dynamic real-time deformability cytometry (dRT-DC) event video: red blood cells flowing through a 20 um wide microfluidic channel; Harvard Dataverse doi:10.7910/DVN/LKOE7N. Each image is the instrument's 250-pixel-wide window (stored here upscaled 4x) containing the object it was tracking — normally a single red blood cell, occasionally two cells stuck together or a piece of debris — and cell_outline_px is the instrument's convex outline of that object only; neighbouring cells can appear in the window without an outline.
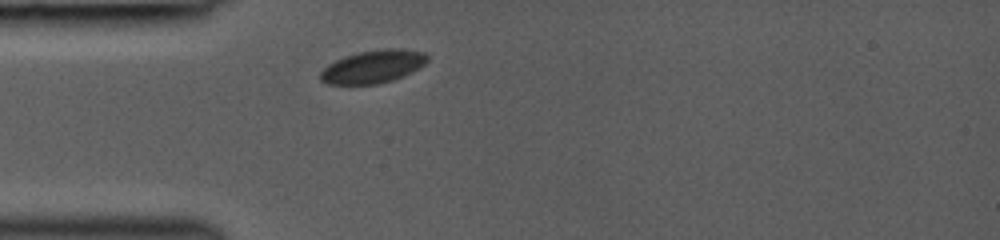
{"species": "common noctule bat (a hibernating species)", "species_latin": "Nyctalus noctula", "temperature_condition": "room temperature", "stored_images_in_passage": 1, "camera_frame_rate_fps": 3000, "um_per_image_px": 0.085, "animal": {"sex": "female", "body_mass_g": 19.0, "forearm_length_mm": 53.3}, "frame": {"image": 1, "passage_image": 1, "time_ms": 0.0, "image_size_px": [1000, 240], "cell_outline_px": [[428, 60], [420, 68], [412, 72], [392, 80], [380, 84], [328, 84], [320, 80], [320, 72], [328, 64], [344, 56], [360, 52], [384, 48], [396, 48], [424, 52], [428, 56]], "centroid_in_image_um": [31.71, 5.66], "position_along_channel_um": 53.3, "area_um2": 20.52}}